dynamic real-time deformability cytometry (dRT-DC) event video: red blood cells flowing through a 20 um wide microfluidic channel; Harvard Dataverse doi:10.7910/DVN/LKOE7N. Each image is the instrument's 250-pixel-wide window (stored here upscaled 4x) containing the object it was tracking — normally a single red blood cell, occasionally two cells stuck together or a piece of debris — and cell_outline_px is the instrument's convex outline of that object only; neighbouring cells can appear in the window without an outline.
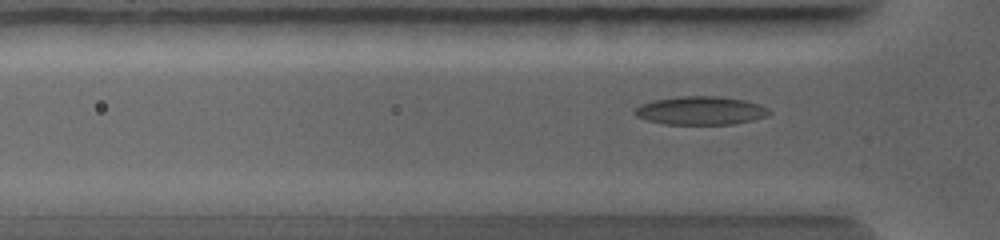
{"species": "common noctule bat (a hibernating species)", "species_latin": "Nyctalus noctula", "temperature_condition": "warm", "stored_images_in_passage": 42, "camera_frame_rate_fps": 5000, "um_per_image_px": 0.085, "animal": {"sex": "female", "body_mass_g": 19.0, "forearm_length_mm": 56.7}, "frame": {"image": 1, "passage_image": 11, "time_ms": 2.4, "image_size_px": [1000, 240], "cell_outline_px": [[772, 112], [768, 116], [752, 120], [732, 124], [664, 124], [648, 120], [636, 116], [636, 108], [640, 104], [652, 100], [676, 96], [720, 96], [744, 100], [760, 104], [768, 108]], "centroid_in_image_um": [59.58, 9.39], "position_along_channel_um": 66.2, "area_um2": 22.31}}
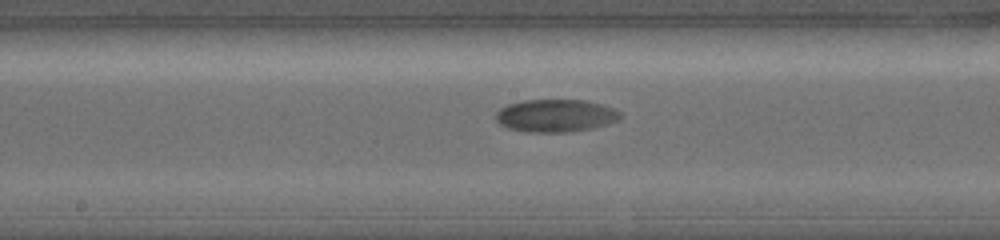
{"frame": {"image": 2, "passage_image": 21, "time_ms": 4.8, "image_size_px": [1000, 240], "cell_outline_px": [[624, 116], [620, 120], [592, 128], [564, 132], [528, 132], [508, 128], [500, 124], [496, 120], [496, 112], [500, 108], [508, 104], [524, 100], [588, 100], [612, 108], [620, 112]], "centroid_in_image_um": [47.24, 9.82], "position_along_channel_um": 201.0, "area_um2": 23.7}}
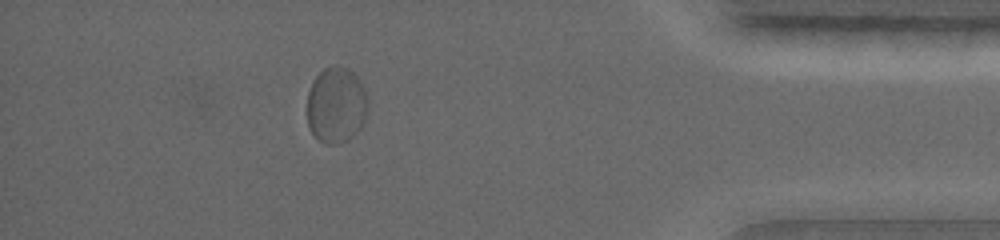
{"frame": {"image": 3, "passage_image": 34, "time_ms": 9.2, "image_size_px": [1000, 240], "cell_outline_px": [[364, 120], [360, 128], [348, 140], [340, 144], [324, 144], [312, 132], [308, 124], [308, 92], [312, 80], [324, 68], [348, 68], [356, 76], [364, 88]], "centroid_in_image_um": [28.53, 8.96], "position_along_channel_um": 406.7, "area_um2": 26.13}}